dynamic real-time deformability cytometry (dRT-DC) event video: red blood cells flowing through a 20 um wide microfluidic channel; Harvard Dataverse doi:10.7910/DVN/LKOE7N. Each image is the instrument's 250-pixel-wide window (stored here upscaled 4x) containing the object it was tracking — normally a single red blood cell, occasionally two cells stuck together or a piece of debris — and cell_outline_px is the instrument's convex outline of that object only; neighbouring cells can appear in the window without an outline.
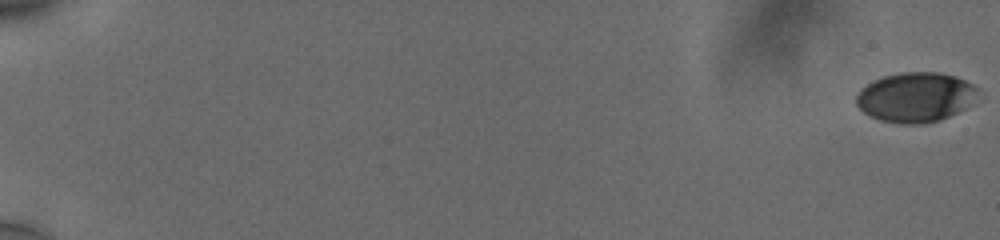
{"species": "human", "species_latin": "Homo sapiens", "temperature_condition": "cold", "stored_images_in_passage": 58, "camera_frame_rate_fps": 3000, "um_per_image_px": 0.085, "donor": {"sex": "male"}, "frame": {"image": 1, "passage_image": 1, "time_ms": 0.0, "image_size_px": [1000, 240], "cell_outline_px": [[976, 88], [964, 108], [940, 120], [924, 124], [900, 124], [880, 120], [864, 112], [856, 104], [856, 96], [860, 88], [872, 80], [884, 76], [900, 72], [936, 72], [956, 76], [972, 84]], "centroid_in_image_um": [77.72, 8.26], "position_along_channel_um": 7.3, "area_um2": 34.74}}
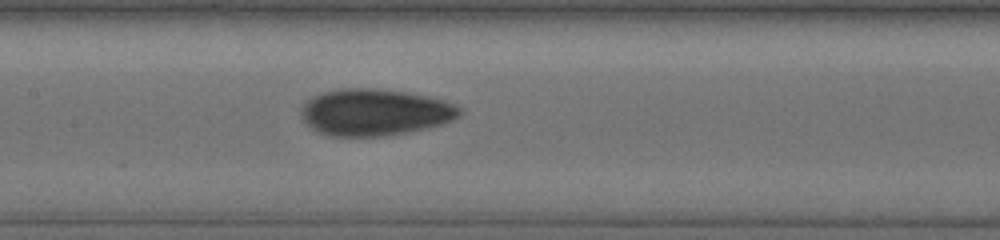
{"frame": {"image": 2, "passage_image": 32, "time_ms": 10.333, "image_size_px": [1000, 240], "cell_outline_px": [[460, 116], [452, 120], [440, 124], [408, 132], [380, 136], [332, 136], [320, 132], [312, 128], [304, 120], [300, 112], [304, 104], [312, 96], [324, 92], [340, 88], [376, 88], [408, 92], [428, 96], [444, 100], [460, 108]], "centroid_in_image_um": [31.85, 9.53], "position_along_channel_um": 175.6, "area_um2": 42.83}}
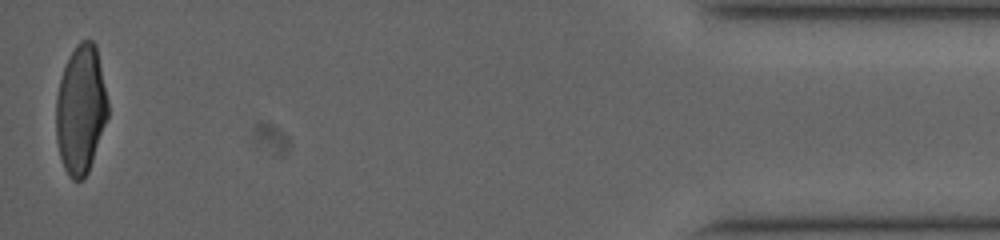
{"frame": {"image": 3, "passage_image": 58, "time_ms": 19.0, "image_size_px": [1000, 240], "cell_outline_px": [[108, 116], [88, 172], [84, 180], [72, 180], [68, 176], [64, 168], [60, 156], [56, 140], [56, 96], [60, 80], [64, 68], [76, 44], [80, 40], [92, 40], [96, 44], [108, 100]], "centroid_in_image_um": [6.86, 9.32], "position_along_channel_um": 428.3, "area_um2": 38.9}, "authors_computed_cell_mechanics": {"area_um2": 38.9572, "velocity_mm_per_s": 3.7713, "shape_relaxation_time_tau1_ms": 5.3881, "shape_relaxation_time_tau2_ms": 1.676, "deformation_change_tau1": 0.1653, "deformation_change_tau2": 0.0652}}